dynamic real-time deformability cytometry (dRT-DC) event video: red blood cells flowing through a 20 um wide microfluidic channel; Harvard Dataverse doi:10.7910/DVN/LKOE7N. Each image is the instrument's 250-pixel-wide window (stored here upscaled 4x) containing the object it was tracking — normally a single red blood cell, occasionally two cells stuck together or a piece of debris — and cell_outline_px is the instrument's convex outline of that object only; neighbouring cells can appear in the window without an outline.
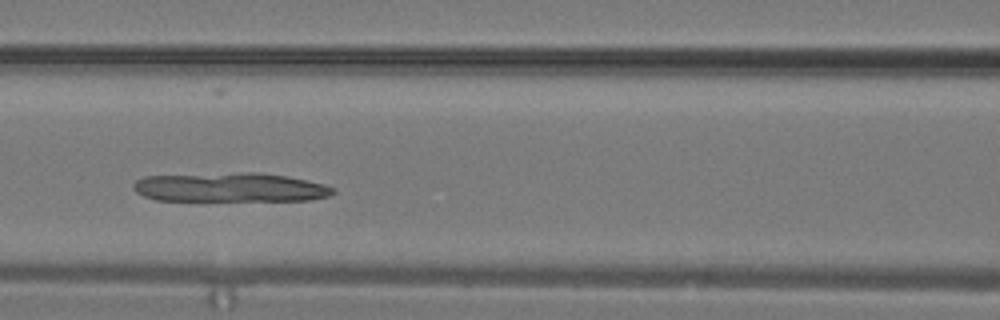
{"species": "common noctule bat (a hibernating species)", "species_latin": "Nyctalus noctula", "temperature_condition": "warm", "stored_images_in_passage": 15, "camera_frame_rate_fps": 3000, "um_per_image_px": 0.085, "animal": {"sex": "male", "body_mass_g": 19.2, "forearm_length_mm": 51.8}, "frame": {"image": 1, "passage_image": 9, "time_ms": 2.667, "image_size_px": [1000, 320], "cell_outline_px": [[336, 192], [328, 196], [308, 200], [156, 200], [144, 196], [136, 192], [132, 188], [132, 184], [136, 180], [144, 176], [244, 172], [260, 172], [288, 176], [308, 180], [324, 184], [336, 188]], "centroid_in_image_um": [19.58, 15.91], "position_along_channel_um": 147.0, "area_um2": 34.1}}
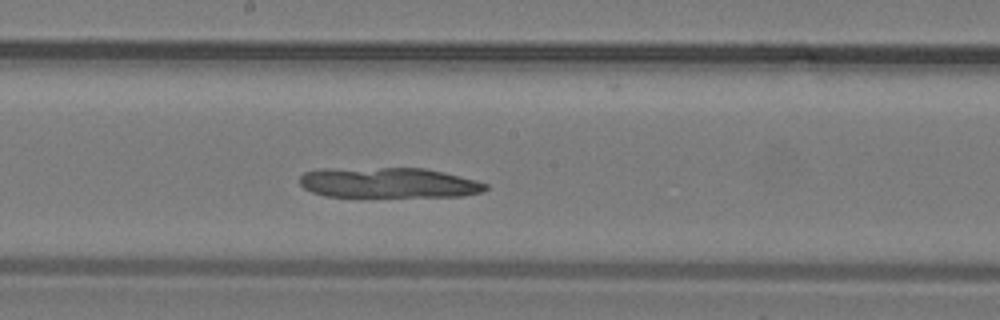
{"frame": {"image": 2, "passage_image": 12, "time_ms": 3.667, "image_size_px": [1000, 320], "cell_outline_px": [[488, 188], [484, 192], [464, 196], [324, 196], [312, 192], [304, 188], [300, 184], [300, 176], [304, 172], [320, 168], [424, 168], [444, 172], [476, 180], [488, 184]], "centroid_in_image_um": [33.02, 15.52], "position_along_channel_um": 215.2, "area_um2": 33.0}}
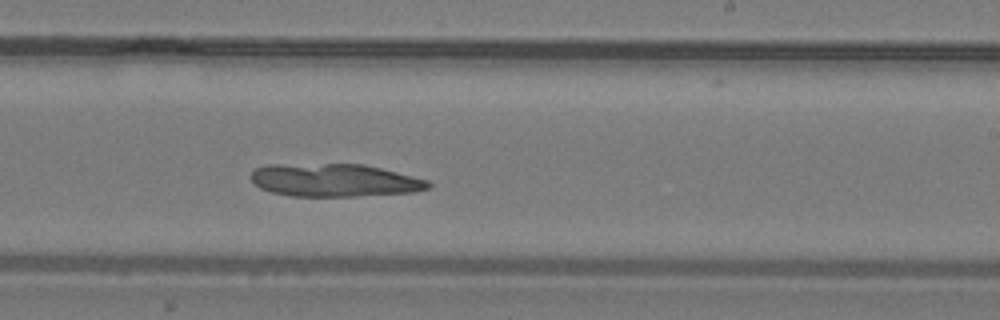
{"frame": {"image": 3, "passage_image": 14, "time_ms": 4.333, "image_size_px": [1000, 320], "cell_outline_px": [[432, 184], [428, 188], [412, 192], [356, 196], [288, 196], [272, 192], [260, 188], [252, 180], [252, 172], [256, 168], [268, 164], [364, 164], [428, 180]], "centroid_in_image_um": [28.41, 15.32], "position_along_channel_um": 260.6, "area_um2": 33.81}}